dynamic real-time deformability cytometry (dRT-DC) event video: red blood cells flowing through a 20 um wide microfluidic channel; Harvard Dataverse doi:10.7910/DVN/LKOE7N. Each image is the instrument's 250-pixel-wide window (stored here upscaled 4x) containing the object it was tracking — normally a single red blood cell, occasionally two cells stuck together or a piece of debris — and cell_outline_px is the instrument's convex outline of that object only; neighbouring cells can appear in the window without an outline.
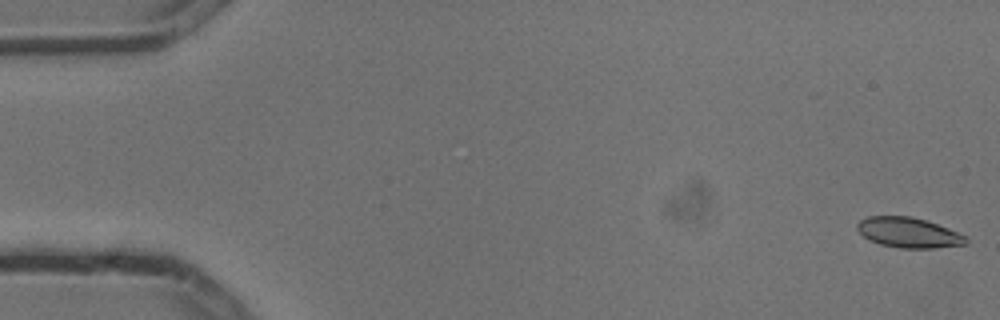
{"species": "common noctule bat (a hibernating species)", "species_latin": "Nyctalus noctula", "temperature_condition": "cold", "stored_images_in_passage": 11, "camera_frame_rate_fps": 3000, "um_per_image_px": 0.085, "animal": {"sex": "male", "body_mass_g": 13.3}, "frame": {"image": 1, "passage_image": 1, "time_ms": 0.0, "image_size_px": [1000, 320], "cell_outline_px": [[968, 240], [964, 244], [936, 248], [900, 248], [880, 244], [868, 240], [856, 228], [856, 224], [860, 220], [868, 216], [912, 216], [948, 228], [968, 236]], "centroid_in_image_um": [77.22, 19.77], "position_along_channel_um": 7.8, "area_um2": 19.13}}
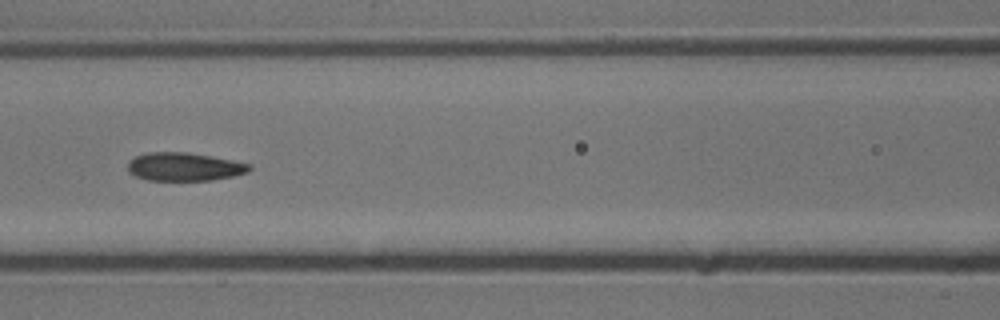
{"frame": {"image": 2, "passage_image": 7, "time_ms": 2.0, "image_size_px": [1000, 320], "cell_outline_px": [[252, 168], [248, 172], [232, 176], [212, 180], [148, 180], [136, 176], [128, 172], [128, 160], [136, 156], [148, 152], [188, 152], [232, 160], [252, 164]], "centroid_in_image_um": [15.66, 14.17], "position_along_channel_um": 150.9, "area_um2": 20.06}}
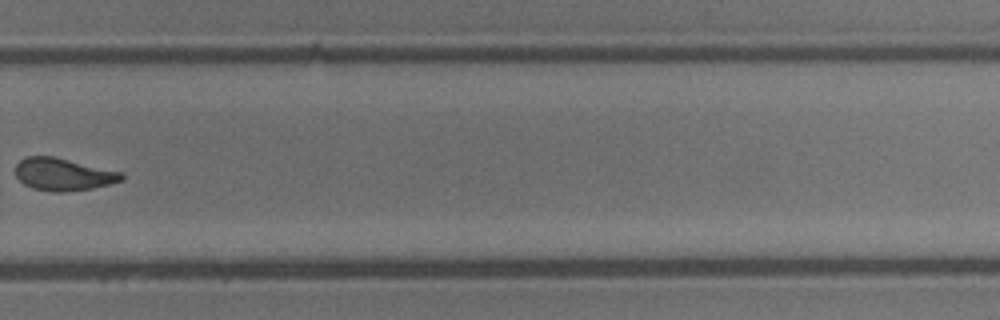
{"frame": {"image": 3, "passage_image": 11, "time_ms": 3.333, "image_size_px": [1000, 320], "cell_outline_px": [[124, 180], [92, 188], [60, 192], [52, 192], [32, 188], [24, 184], [16, 176], [16, 164], [20, 160], [28, 156], [52, 156], [124, 172]], "centroid_in_image_um": [5.39, 14.82], "position_along_channel_um": 324.4, "area_um2": 20.0}}